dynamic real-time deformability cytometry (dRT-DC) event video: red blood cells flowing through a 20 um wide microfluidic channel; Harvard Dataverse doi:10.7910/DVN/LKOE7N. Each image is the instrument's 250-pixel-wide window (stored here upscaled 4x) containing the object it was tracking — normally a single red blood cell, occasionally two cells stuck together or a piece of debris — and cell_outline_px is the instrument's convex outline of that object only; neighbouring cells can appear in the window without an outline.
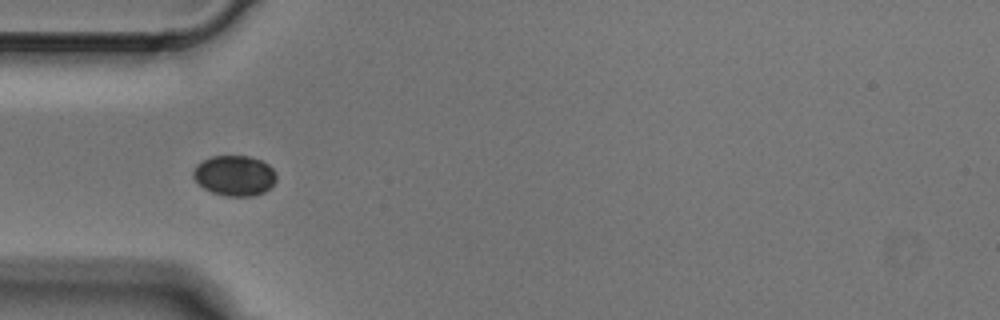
{"species": "Egyptian fruit bat (a non-hibernating species)", "species_latin": "Rousettus aegyptiacus", "temperature_condition": "cold", "stored_images_in_passage": 3, "camera_frame_rate_fps": 3000, "um_per_image_px": 0.085, "animal": {"sex": "male"}, "frame": {"image": 1, "passage_image": 1, "time_ms": 0.0, "image_size_px": [1000, 320], "cell_outline_px": [[276, 180], [264, 192], [252, 196], [228, 196], [212, 192], [204, 188], [192, 176], [192, 172], [196, 164], [200, 160], [212, 156], [248, 156], [260, 160], [268, 164], [276, 172]], "centroid_in_image_um": [19.91, 14.91], "position_along_channel_um": 65.1, "area_um2": 19.54}}
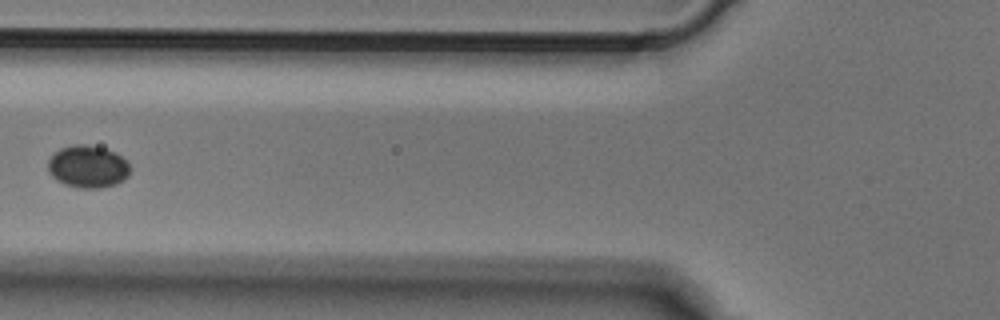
{"frame": {"image": 2, "passage_image": 2, "time_ms": 0.333, "image_size_px": [1000, 320], "cell_outline_px": [[128, 176], [116, 184], [100, 188], [80, 188], [64, 184], [56, 180], [48, 172], [48, 160], [60, 148], [72, 144], [84, 144], [104, 148], [116, 152], [128, 160]], "centroid_in_image_um": [7.46, 14.15], "position_along_channel_um": 118.3, "area_um2": 20.35}}
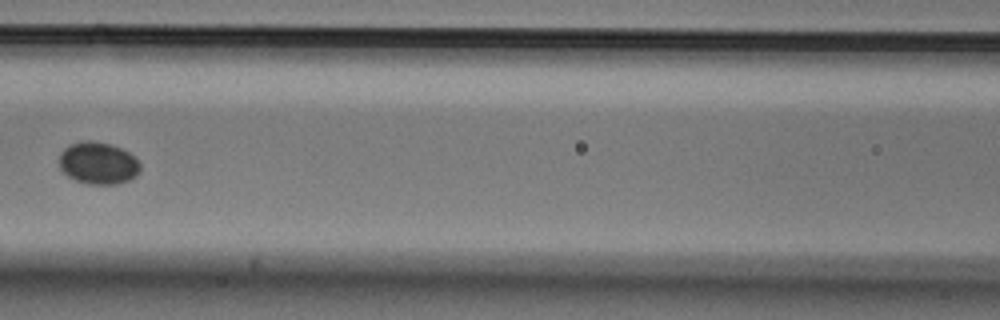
{"frame": {"image": 3, "passage_image": 3, "time_ms": 0.667, "image_size_px": [1000, 320], "cell_outline_px": [[140, 172], [136, 176], [128, 180], [116, 184], [88, 184], [76, 180], [68, 176], [60, 168], [60, 152], [68, 144], [80, 140], [92, 140], [112, 144], [136, 156], [140, 164]], "centroid_in_image_um": [8.35, 13.84], "position_along_channel_um": 158.2, "area_um2": 20.17}}